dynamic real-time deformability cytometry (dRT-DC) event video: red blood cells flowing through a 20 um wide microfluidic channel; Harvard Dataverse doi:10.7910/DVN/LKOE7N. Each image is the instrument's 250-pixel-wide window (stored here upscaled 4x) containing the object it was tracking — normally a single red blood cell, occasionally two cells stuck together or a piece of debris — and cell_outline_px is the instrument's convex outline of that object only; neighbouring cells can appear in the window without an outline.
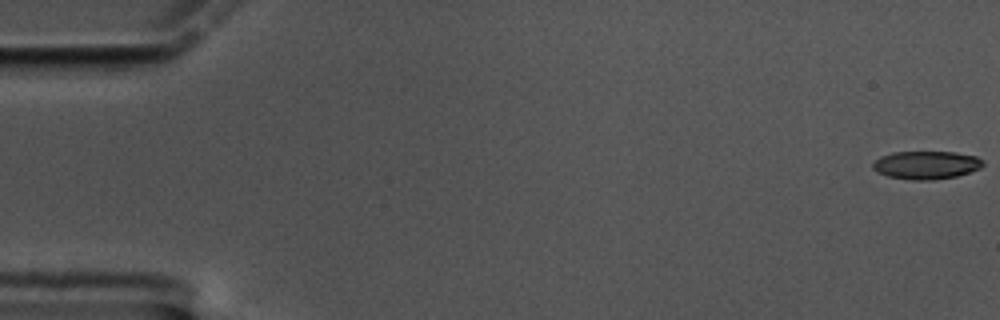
{"species": "common noctule bat (a hibernating species)", "species_latin": "Nyctalus noctula", "temperature_condition": "cold", "stored_images_in_passage": 55, "camera_frame_rate_fps": 3000, "um_per_image_px": 0.085, "animal": {"sex": "male", "body_mass_g": 17.5, "forearm_length_mm": 52.3}, "frame": {"image": 1, "passage_image": 1, "time_ms": 0.0, "image_size_px": [1000, 320], "cell_outline_px": [[984, 164], [980, 168], [956, 176], [936, 180], [912, 180], [888, 176], [876, 172], [872, 168], [872, 164], [880, 156], [892, 152], [956, 152], [976, 156], [984, 160]], "centroid_in_image_um": [78.72, 14.02], "position_along_channel_um": 6.3, "area_um2": 18.15}}
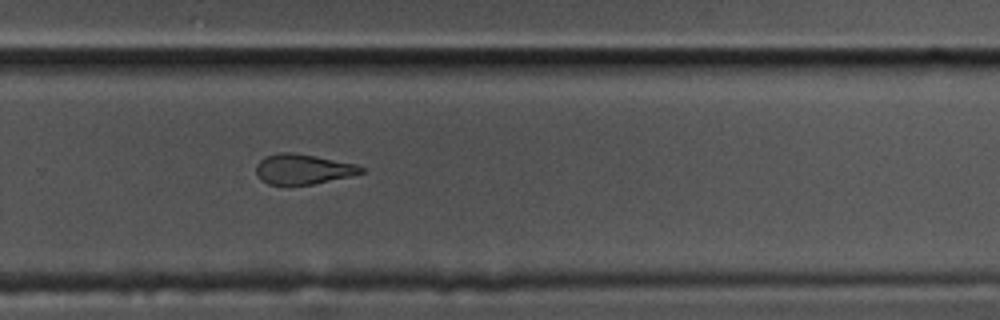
{"frame": {"image": 2, "passage_image": 40, "time_ms": 13.0, "image_size_px": [1000, 320], "cell_outline_px": [[364, 172], [348, 176], [312, 184], [268, 184], [260, 180], [256, 176], [256, 164], [264, 156], [280, 152], [292, 152], [316, 156], [356, 164], [364, 168]], "centroid_in_image_um": [25.69, 14.36], "position_along_channel_um": 304.1, "area_um2": 18.32}}
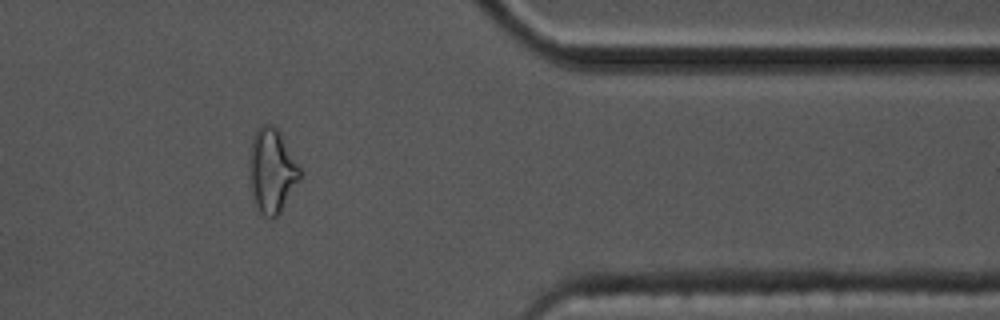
{"frame": {"image": 3, "passage_image": 49, "time_ms": 16.0, "image_size_px": [1000, 320], "cell_outline_px": [[300, 180], [280, 212], [272, 220], [256, 212], [248, 176], [248, 160], [252, 140], [256, 132], [264, 124], [272, 124], [280, 132], [300, 168]], "centroid_in_image_um": [23.07, 14.57], "position_along_channel_um": 388.3, "area_um2": 25.09}}